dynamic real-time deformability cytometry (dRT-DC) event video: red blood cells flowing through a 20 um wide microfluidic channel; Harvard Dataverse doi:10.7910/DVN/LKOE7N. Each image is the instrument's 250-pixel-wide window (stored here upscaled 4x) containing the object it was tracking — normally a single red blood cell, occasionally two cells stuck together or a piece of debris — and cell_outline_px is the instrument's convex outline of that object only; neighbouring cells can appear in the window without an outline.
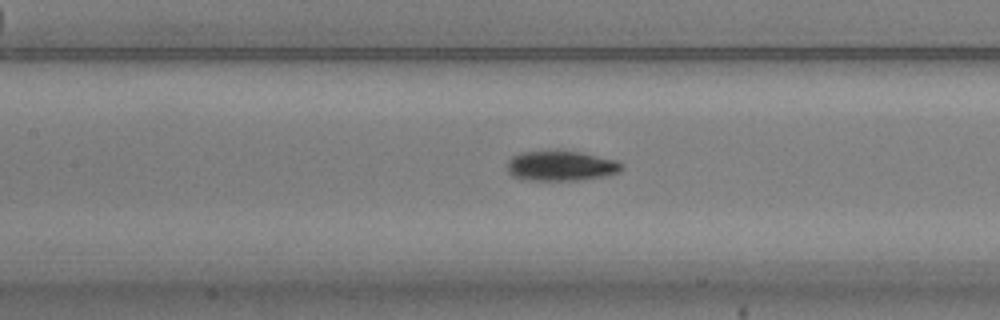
{"species": "common noctule bat (a hibernating species)", "species_latin": "Nyctalus noctula", "temperature_condition": "warm", "stored_images_in_passage": 55, "camera_frame_rate_fps": 3000, "um_per_image_px": 0.085, "animal": {"sex": "male", "body_mass_g": 20.5, "forearm_length_mm": 52.5}, "frame": {"image": 1, "passage_image": 25, "time_ms": 8.0, "image_size_px": [1000, 320], "cell_outline_px": [[624, 168], [620, 172], [604, 176], [576, 180], [532, 180], [512, 176], [508, 172], [508, 160], [512, 156], [520, 152], [580, 152], [616, 160], [624, 164]], "centroid_in_image_um": [47.71, 14.11], "position_along_channel_um": 159.7, "area_um2": 19.71}}
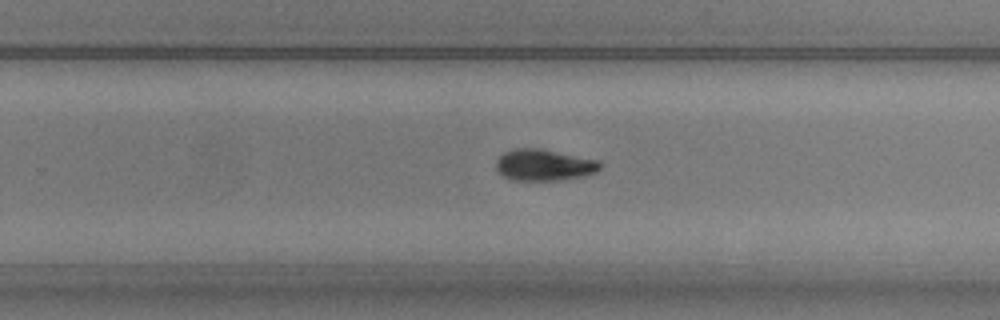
{"frame": {"image": 2, "passage_image": 35, "time_ms": 11.333, "image_size_px": [1000, 320], "cell_outline_px": [[600, 168], [596, 172], [584, 176], [556, 180], [512, 180], [504, 176], [496, 168], [496, 160], [504, 152], [512, 148], [540, 148], [600, 160]], "centroid_in_image_um": [46.24, 14.01], "position_along_channel_um": 283.6, "area_um2": 19.07}}
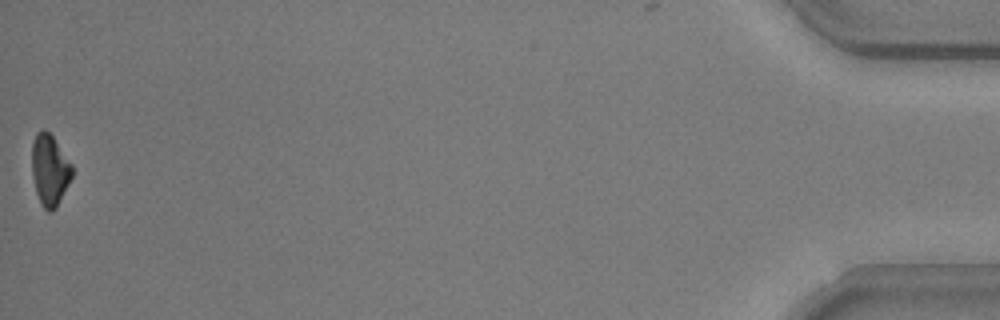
{"frame": {"image": 3, "passage_image": 55, "time_ms": 18.0, "image_size_px": [1000, 320], "cell_outline_px": [[72, 176], [56, 208], [52, 212], [48, 212], [40, 204], [36, 192], [32, 176], [32, 144], [36, 132], [44, 128], [52, 136], [72, 164]], "centroid_in_image_um": [4.21, 14.46], "position_along_channel_um": 431.0, "area_um2": 16.65}, "authors_computed_cell_mechanics": {"area_um2": 18.2648, "velocity_mm_per_s": 3.7318, "shape_relaxation_time_tau1_ms": 2.9882, "shape_relaxation_time_tau2_ms": null, "deformation_change_tau1": 0.1194, "deformation_change_tau2": null}}